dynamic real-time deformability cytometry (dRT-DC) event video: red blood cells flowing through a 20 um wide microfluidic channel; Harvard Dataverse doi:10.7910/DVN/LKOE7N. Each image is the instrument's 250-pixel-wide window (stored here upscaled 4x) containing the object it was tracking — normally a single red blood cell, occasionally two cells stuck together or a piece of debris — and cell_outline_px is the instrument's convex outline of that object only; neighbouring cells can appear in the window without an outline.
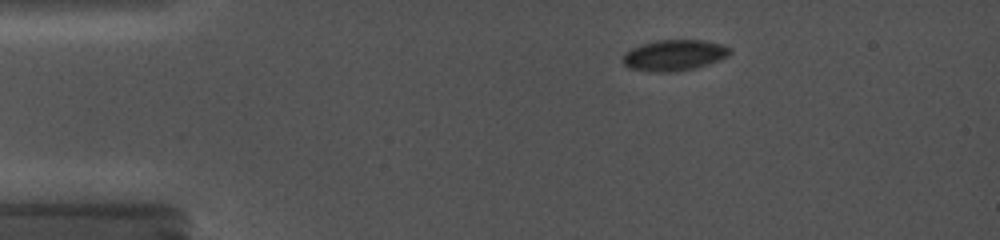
{"species": "common noctule bat (a hibernating species)", "species_latin": "Nyctalus noctula", "temperature_condition": "cold", "stored_images_in_passage": 65, "camera_frame_rate_fps": 5000, "um_per_image_px": 0.085, "animal": {"sex": "female", "body_mass_g": 19.0, "forearm_length_mm": 56.7}, "frame": {"image": 1, "passage_image": 10, "time_ms": 3.0, "image_size_px": [1000, 240], "cell_outline_px": [[732, 52], [728, 56], [692, 68], [664, 72], [632, 68], [624, 64], [624, 52], [632, 48], [644, 44], [660, 40], [704, 40], [724, 44]], "centroid_in_image_um": [57.33, 4.66], "position_along_channel_um": 27.7, "area_um2": 18.55}}
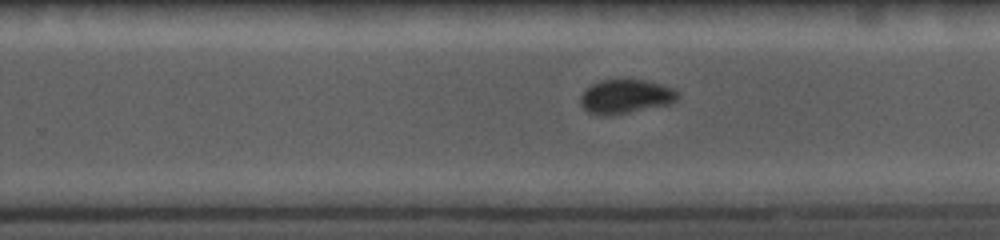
{"frame": {"image": 2, "passage_image": 45, "time_ms": 11.2, "image_size_px": [1000, 240], "cell_outline_px": [[680, 96], [672, 104], [628, 112], [604, 116], [588, 112], [580, 104], [580, 96], [592, 84], [600, 80], [648, 80], [664, 84], [676, 88], [680, 92]], "centroid_in_image_um": [53.25, 8.19], "position_along_channel_um": 276.5, "area_um2": 19.48}}
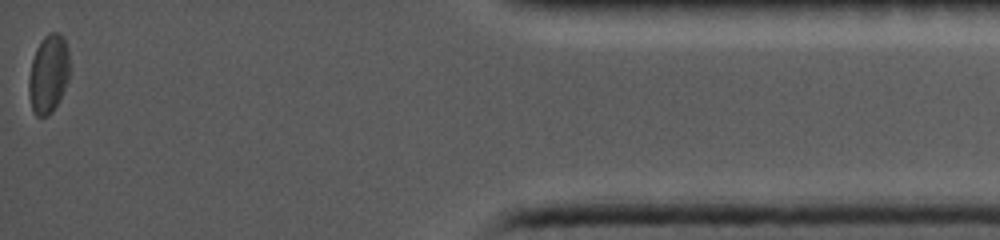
{"frame": {"image": 3, "passage_image": 65, "time_ms": 16.6, "image_size_px": [1000, 240], "cell_outline_px": [[68, 80], [60, 100], [52, 112], [48, 116], [36, 116], [32, 112], [28, 92], [28, 76], [32, 60], [36, 48], [44, 36], [48, 32], [60, 32], [64, 36], [68, 48]], "centroid_in_image_um": [4.1, 6.28], "position_along_channel_um": 431.1, "area_um2": 19.02}}